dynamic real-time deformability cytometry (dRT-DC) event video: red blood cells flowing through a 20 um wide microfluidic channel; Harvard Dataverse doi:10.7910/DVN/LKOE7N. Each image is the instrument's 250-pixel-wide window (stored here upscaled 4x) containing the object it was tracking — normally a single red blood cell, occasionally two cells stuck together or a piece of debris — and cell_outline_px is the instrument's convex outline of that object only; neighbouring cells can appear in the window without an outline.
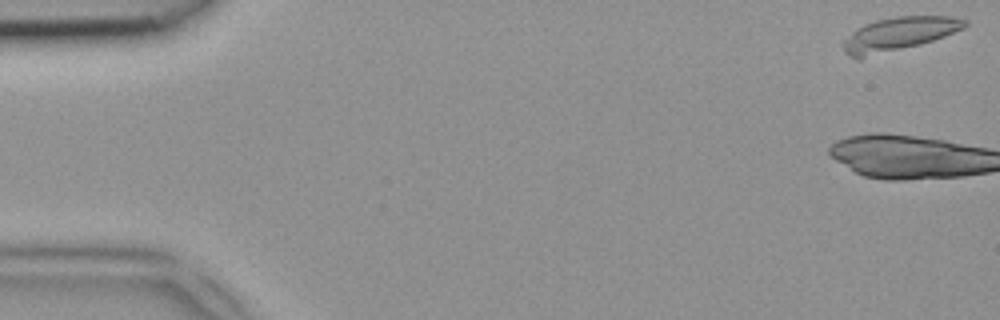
{"species": "common noctule bat (a hibernating species)", "species_latin": "Nyctalus noctula", "temperature_condition": "room temperature", "stored_images_in_passage": 14, "camera_frame_rate_fps": 3000, "um_per_image_px": 0.085, "animal": {"sex": "female", "body_mass_g": 18.4}, "frame": {"image": 1, "passage_image": 1, "time_ms": 0.0, "image_size_px": [1000, 320], "cell_outline_px": [[968, 24], [964, 28], [944, 36], [920, 44], [860, 60], [844, 52], [844, 40], [856, 28], [864, 24], [876, 20], [896, 16], [948, 16], [968, 20]], "centroid_in_image_um": [76.38, 2.9], "position_along_channel_um": 8.6, "area_um2": 23.76}}